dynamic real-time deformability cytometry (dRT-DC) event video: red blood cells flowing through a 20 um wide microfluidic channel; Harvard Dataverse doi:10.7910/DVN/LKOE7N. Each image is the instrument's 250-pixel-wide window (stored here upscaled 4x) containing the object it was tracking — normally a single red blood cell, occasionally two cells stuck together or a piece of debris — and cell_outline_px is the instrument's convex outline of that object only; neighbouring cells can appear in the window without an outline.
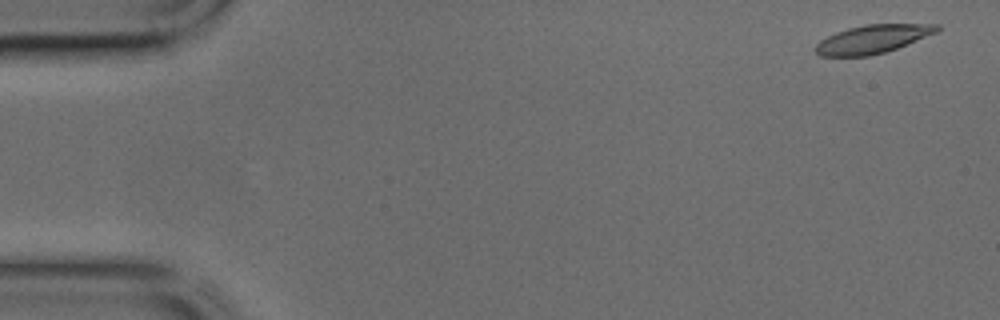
{"species": "common noctule bat (a hibernating species)", "species_latin": "Nyctalus noctula", "temperature_condition": "cold", "stored_images_in_passage": 44, "camera_frame_rate_fps": 3000, "um_per_image_px": 0.085, "animal": {"sex": "male", "body_mass_g": 17.9, "forearm_length_mm": 54.2}, "frame": {"image": 1, "passage_image": 2, "time_ms": 0.333, "image_size_px": [1000, 320], "cell_outline_px": [[940, 28], [936, 32], [896, 48], [884, 52], [868, 56], [820, 56], [816, 52], [816, 44], [820, 40], [836, 32], [848, 28], [864, 24], [940, 24]], "centroid_in_image_um": [74.15, 3.32], "position_along_channel_um": 10.9, "area_um2": 19.83}}
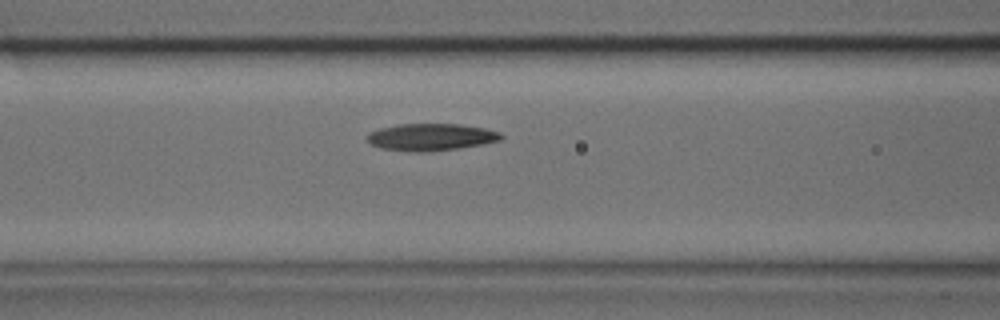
{"frame": {"image": 2, "passage_image": 18, "time_ms": 5.667, "image_size_px": [1000, 320], "cell_outline_px": [[504, 136], [500, 140], [460, 148], [428, 152], [408, 152], [380, 148], [372, 144], [368, 140], [368, 132], [380, 128], [396, 124], [460, 124], [484, 128], [500, 132]], "centroid_in_image_um": [36.61, 11.65], "position_along_channel_um": 130.0, "area_um2": 21.21}}
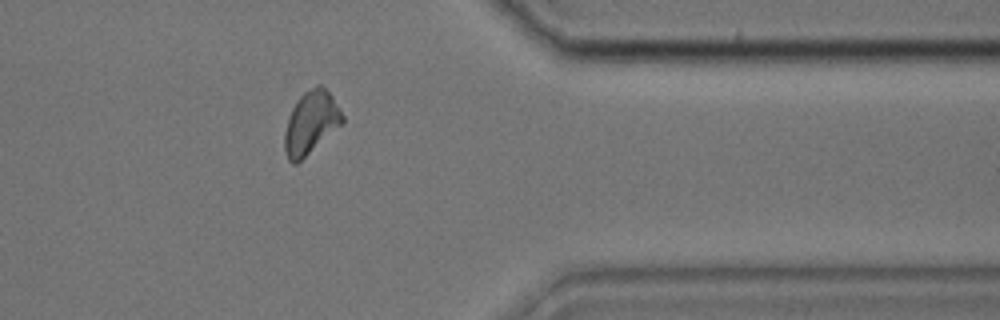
{"frame": {"image": 3, "passage_image": 36, "time_ms": 11.667, "image_size_px": [1000, 320], "cell_outline_px": [[344, 124], [296, 164], [292, 164], [288, 160], [284, 152], [284, 132], [288, 116], [296, 100], [304, 92], [316, 84], [320, 84], [332, 96], [344, 116]], "centroid_in_image_um": [26.42, 10.44], "position_along_channel_um": 385.0, "area_um2": 21.44}}